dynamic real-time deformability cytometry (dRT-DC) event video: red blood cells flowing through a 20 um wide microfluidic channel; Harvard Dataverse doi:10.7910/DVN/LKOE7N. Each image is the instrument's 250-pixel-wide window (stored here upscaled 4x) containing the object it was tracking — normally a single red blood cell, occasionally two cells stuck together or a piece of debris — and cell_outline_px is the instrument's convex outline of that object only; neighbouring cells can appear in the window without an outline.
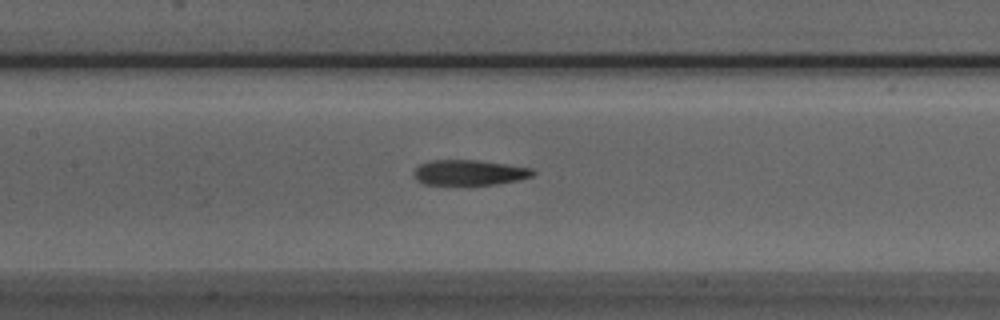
{"species": "Egyptian fruit bat (a non-hibernating species)", "species_latin": "Rousettus aegyptiacus", "temperature_condition": "room temperature", "stored_images_in_passage": 37, "camera_frame_rate_fps": 3000, "um_per_image_px": 0.085, "animal": {"sex": "male"}, "frame": {"image": 1, "passage_image": 9, "time_ms": 2.667, "image_size_px": [1000, 320], "cell_outline_px": [[536, 172], [532, 176], [516, 180], [496, 184], [424, 184], [416, 180], [412, 172], [420, 164], [428, 160], [476, 160], [532, 168]], "centroid_in_image_um": [39.85, 14.66], "position_along_channel_um": 167.6, "area_um2": 17.4}}
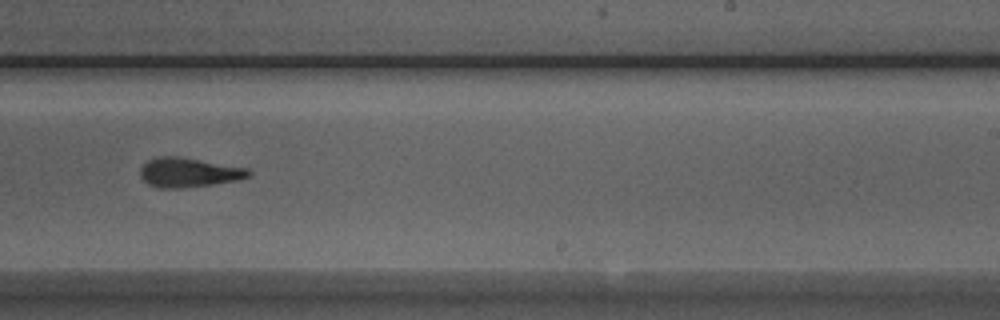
{"frame": {"image": 2, "passage_image": 17, "time_ms": 5.333, "image_size_px": [1000, 320], "cell_outline_px": [[252, 176], [240, 180], [184, 188], [156, 188], [148, 184], [140, 176], [140, 168], [148, 160], [156, 156], [176, 156], [248, 168], [252, 172]], "centroid_in_image_um": [16.05, 14.67], "position_along_channel_um": 273.0, "area_um2": 18.73}}
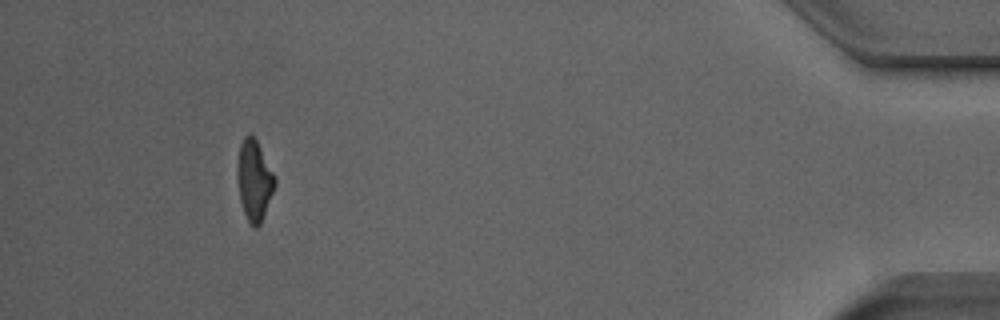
{"frame": {"image": 3, "passage_image": 33, "time_ms": 10.667, "image_size_px": [1000, 320], "cell_outline_px": [[276, 184], [260, 224], [256, 228], [248, 220], [244, 212], [240, 200], [236, 176], [236, 164], [240, 144], [244, 136], [252, 136], [256, 140], [276, 176]], "centroid_in_image_um": [21.6, 15.3], "position_along_channel_um": 413.6, "area_um2": 17.51}, "authors_computed_cell_mechanics": {"area_um2": 18.3226, "velocity_mm_per_s": 3.9712, "shape_relaxation_time_tau1_ms": 4.5612, "shape_relaxation_time_tau2_ms": 4.028, "deformation_change_tau1": 0.1886, "deformation_change_tau2": 0.1309}}